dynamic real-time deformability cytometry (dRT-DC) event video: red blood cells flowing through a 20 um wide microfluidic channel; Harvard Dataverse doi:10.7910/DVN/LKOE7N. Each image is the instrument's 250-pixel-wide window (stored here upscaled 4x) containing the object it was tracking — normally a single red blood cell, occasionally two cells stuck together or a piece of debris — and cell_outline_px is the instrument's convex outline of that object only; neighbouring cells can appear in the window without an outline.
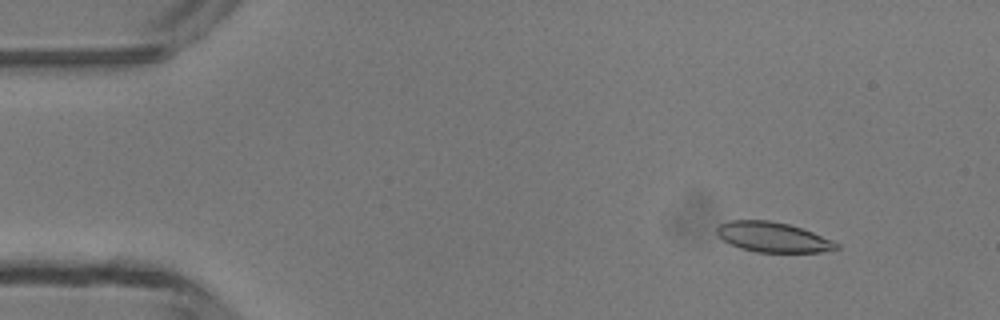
{"species": "common noctule bat (a hibernating species)", "species_latin": "Nyctalus noctula", "temperature_condition": "room temperature", "stored_images_in_passage": 4, "camera_frame_rate_fps": 3000, "um_per_image_px": 0.085, "animal": {"sex": "male", "body_mass_g": 13.3}, "frame": {"image": 1, "passage_image": 2, "time_ms": 1.0, "image_size_px": [1000, 320], "cell_outline_px": [[840, 248], [820, 252], [756, 252], [740, 248], [724, 240], [716, 232], [716, 228], [720, 224], [728, 220], [768, 220], [788, 224], [812, 232], [832, 240], [840, 244]], "centroid_in_image_um": [65.7, 20.15], "position_along_channel_um": 19.3, "area_um2": 20.75}}